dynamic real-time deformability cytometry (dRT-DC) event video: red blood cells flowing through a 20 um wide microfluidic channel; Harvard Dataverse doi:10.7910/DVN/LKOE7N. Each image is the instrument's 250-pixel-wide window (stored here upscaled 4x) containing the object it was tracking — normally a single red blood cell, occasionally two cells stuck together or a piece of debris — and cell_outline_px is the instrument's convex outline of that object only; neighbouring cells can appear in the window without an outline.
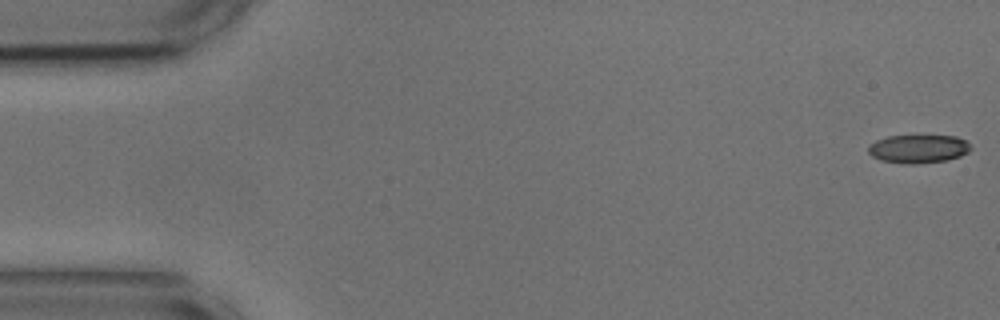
{"species": "common noctule bat (a hibernating species)", "species_latin": "Nyctalus noctula", "temperature_condition": "cold", "stored_images_in_passage": 10, "camera_frame_rate_fps": 3000, "um_per_image_px": 0.085, "animal": {"sex": "male", "body_mass_g": 17.9, "forearm_length_mm": 54.2}, "frame": {"image": 1, "passage_image": 1, "time_ms": 0.0, "image_size_px": [1000, 320], "cell_outline_px": [[972, 148], [968, 152], [960, 156], [948, 160], [916, 164], [908, 164], [880, 160], [872, 156], [868, 152], [868, 144], [876, 140], [888, 136], [956, 136], [964, 140]], "centroid_in_image_um": [78.03, 12.65], "position_along_channel_um": 7.0, "area_um2": 16.94}}